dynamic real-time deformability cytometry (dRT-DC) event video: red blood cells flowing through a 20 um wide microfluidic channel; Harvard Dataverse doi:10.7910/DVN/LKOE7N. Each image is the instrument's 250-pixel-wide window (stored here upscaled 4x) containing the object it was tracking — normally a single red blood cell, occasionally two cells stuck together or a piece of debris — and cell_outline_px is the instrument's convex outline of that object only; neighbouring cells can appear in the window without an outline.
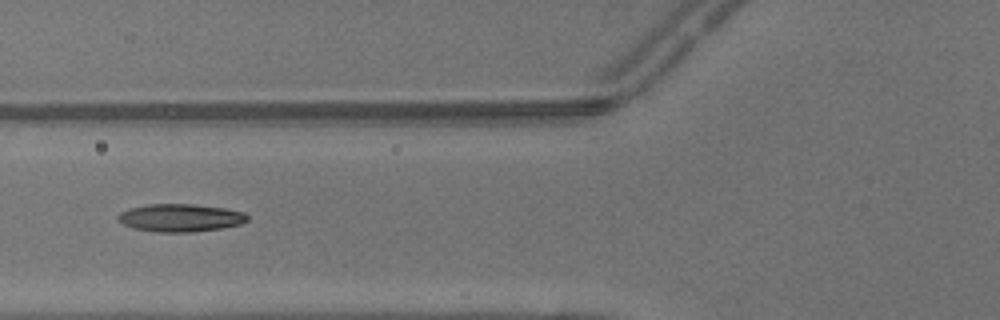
{"species": "common noctule bat (a hibernating species)", "species_latin": "Nyctalus noctula", "temperature_condition": "warm", "stored_images_in_passage": 6, "camera_frame_rate_fps": 3000, "um_per_image_px": 0.085, "animal": {"sex": "male", "body_mass_g": 13.3}, "frame": {"image": 1, "passage_image": 6, "time_ms": 1.667, "image_size_px": [1000, 320], "cell_outline_px": [[248, 220], [240, 224], [220, 228], [192, 232], [156, 232], [132, 228], [116, 220], [116, 216], [120, 212], [132, 208], [148, 204], [192, 204], [224, 208], [244, 212], [248, 216]], "centroid_in_image_um": [15.3, 18.51], "position_along_channel_um": 110.5, "area_um2": 20.92}}